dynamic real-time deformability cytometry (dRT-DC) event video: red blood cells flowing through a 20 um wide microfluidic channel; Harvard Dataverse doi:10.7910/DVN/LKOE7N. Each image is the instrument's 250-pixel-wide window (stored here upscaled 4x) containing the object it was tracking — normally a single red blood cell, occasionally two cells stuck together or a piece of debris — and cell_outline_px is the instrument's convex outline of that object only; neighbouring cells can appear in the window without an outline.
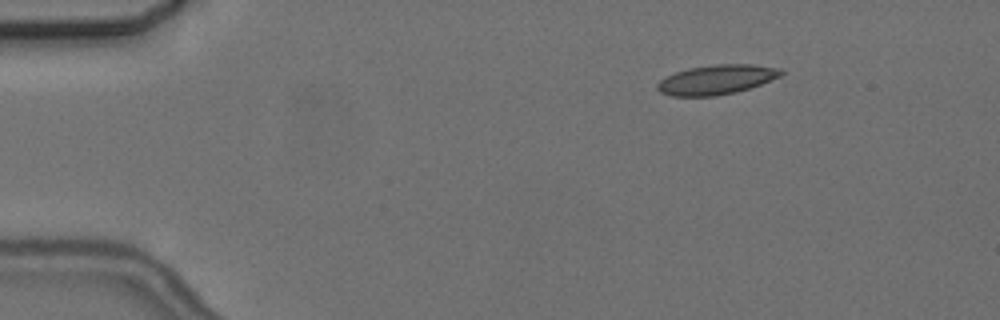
{"species": "common noctule bat (a hibernating species)", "species_latin": "Nyctalus noctula", "temperature_condition": "cold", "stored_images_in_passage": 8, "camera_frame_rate_fps": 3000, "um_per_image_px": 0.085, "animal": {"sex": "female", "body_mass_g": 24.6, "forearm_length_mm": 56.2}, "frame": {"image": 1, "passage_image": 3, "time_ms": 2.333, "image_size_px": [1000, 320], "cell_outline_px": [[784, 72], [780, 76], [760, 84], [736, 92], [716, 96], [672, 96], [660, 92], [656, 88], [656, 84], [660, 80], [676, 72], [688, 68], [716, 64], [752, 64], [776, 68]], "centroid_in_image_um": [60.86, 6.77], "position_along_channel_um": 24.1, "area_um2": 21.1}}
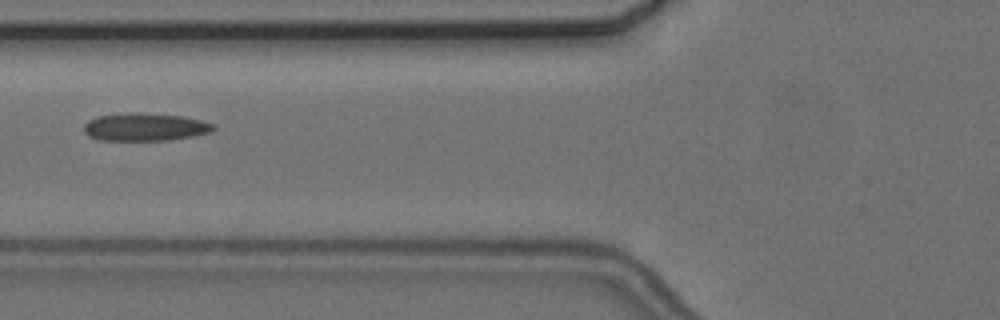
{"frame": {"image": 2, "passage_image": 6, "time_ms": 7.0, "image_size_px": [1000, 320], "cell_outline_px": [[216, 128], [212, 132], [192, 136], [168, 140], [100, 140], [88, 136], [84, 132], [84, 124], [88, 120], [96, 116], [128, 112], [140, 112], [180, 116], [200, 120], [212, 124]], "centroid_in_image_um": [12.28, 10.79], "position_along_channel_um": 113.5, "area_um2": 21.04}}
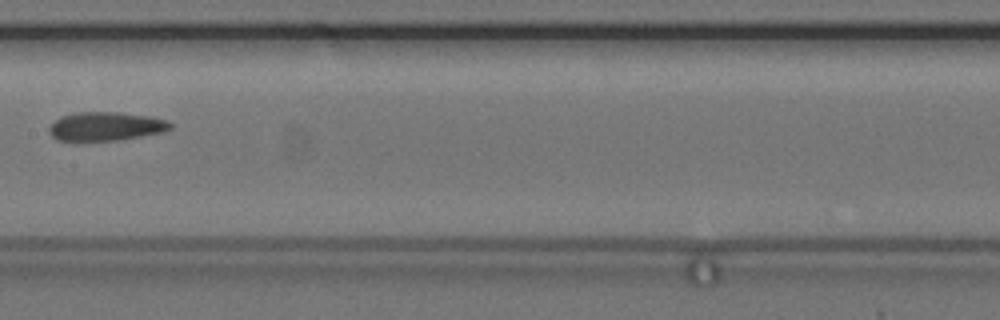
{"frame": {"image": 3, "passage_image": 8, "time_ms": 9.333, "image_size_px": [1000, 320], "cell_outline_px": [[172, 128], [164, 132], [120, 140], [56, 140], [48, 132], [48, 128], [60, 116], [76, 112], [120, 112], [152, 116], [168, 120], [172, 124]], "centroid_in_image_um": [9.03, 10.73], "position_along_channel_um": 198.4, "area_um2": 20.46}}